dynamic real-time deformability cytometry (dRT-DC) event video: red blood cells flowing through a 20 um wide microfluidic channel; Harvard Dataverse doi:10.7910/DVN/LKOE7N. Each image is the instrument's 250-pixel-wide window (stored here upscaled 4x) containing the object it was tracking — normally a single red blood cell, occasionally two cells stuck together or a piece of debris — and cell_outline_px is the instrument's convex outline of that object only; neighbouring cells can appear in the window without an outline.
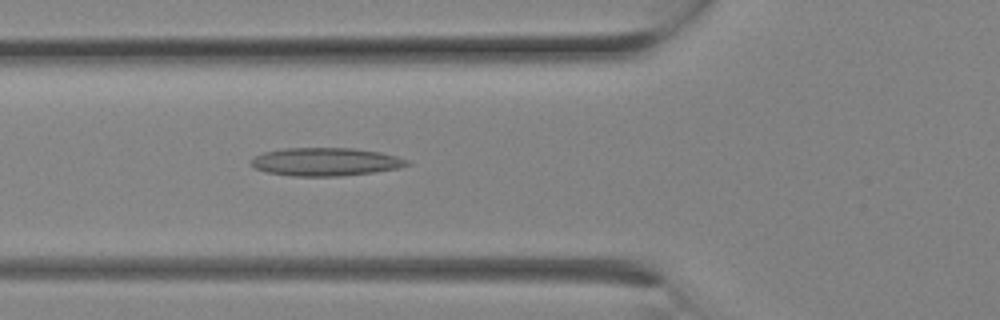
{"species": "Egyptian fruit bat (a non-hibernating species)", "species_latin": "Rousettus aegyptiacus", "temperature_condition": "room temperature", "stored_images_in_passage": 9, "camera_frame_rate_fps": 3000, "um_per_image_px": 0.085, "animal": {"sex": "female"}, "frame": {"image": 1, "passage_image": 9, "time_ms": 2.667, "image_size_px": [1000, 320], "cell_outline_px": [[412, 164], [400, 168], [372, 172], [340, 176], [292, 176], [268, 172], [256, 168], [252, 164], [252, 160], [256, 156], [264, 152], [284, 148], [352, 148], [380, 152], [412, 160]], "centroid_in_image_um": [27.75, 13.75], "position_along_channel_um": 98.0, "area_um2": 25.49}}